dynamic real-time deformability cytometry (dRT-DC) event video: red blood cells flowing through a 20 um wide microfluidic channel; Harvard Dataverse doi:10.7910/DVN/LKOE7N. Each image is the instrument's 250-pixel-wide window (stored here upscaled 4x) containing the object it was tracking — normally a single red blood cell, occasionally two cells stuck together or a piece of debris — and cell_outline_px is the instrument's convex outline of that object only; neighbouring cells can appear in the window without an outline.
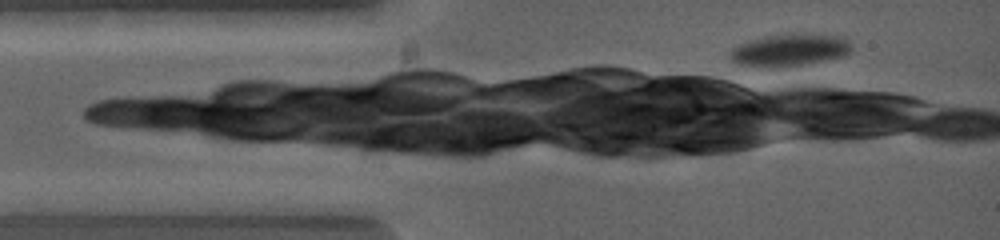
{"species": "common noctule bat (a hibernating species)", "species_latin": "Nyctalus noctula", "temperature_condition": "warm", "stored_images_in_passage": 2, "camera_frame_rate_fps": 5000, "um_per_image_px": 0.085, "animal": {"sex": "female", "body_mass_g": 19.0, "forearm_length_mm": 53.3}, "frame": {"image": 1, "passage_image": 1, "time_ms": 0.0, "image_size_px": [1000, 240], "cell_outline_px": [[852, 48], [844, 56], [796, 64], [748, 64], [736, 60], [732, 56], [732, 52], [740, 44], [768, 36], [832, 36], [844, 40]], "centroid_in_image_um": [67.19, 4.23], "position_along_channel_um": 17.8, "area_um2": 19.71}}